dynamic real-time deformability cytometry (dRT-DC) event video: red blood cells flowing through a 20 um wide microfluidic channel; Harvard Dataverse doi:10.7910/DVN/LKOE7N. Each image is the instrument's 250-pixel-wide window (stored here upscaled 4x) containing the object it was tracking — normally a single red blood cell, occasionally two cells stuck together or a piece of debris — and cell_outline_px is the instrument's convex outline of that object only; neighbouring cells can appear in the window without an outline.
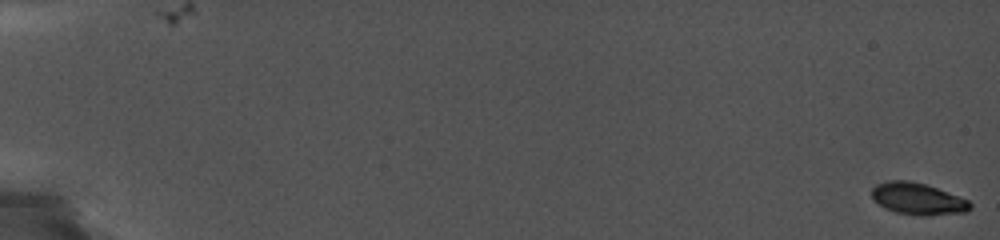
{"species": "common noctule bat (a hibernating species)", "species_latin": "Nyctalus noctula", "temperature_condition": "cold", "stored_images_in_passage": 34, "camera_frame_rate_fps": 5000, "um_per_image_px": 0.085, "animal": {"sex": "female", "body_mass_g": 19.0, "forearm_length_mm": 56.7}, "frame": {"image": 1, "passage_image": 1, "time_ms": 0.0, "image_size_px": [1000, 240], "cell_outline_px": [[972, 208], [968, 212], [924, 216], [920, 216], [896, 212], [884, 208], [872, 196], [872, 188], [876, 184], [888, 180], [908, 180], [924, 184], [936, 188], [968, 200], [972, 204]], "centroid_in_image_um": [78.02, 16.91], "position_along_channel_um": 7.0, "area_um2": 18.15}}
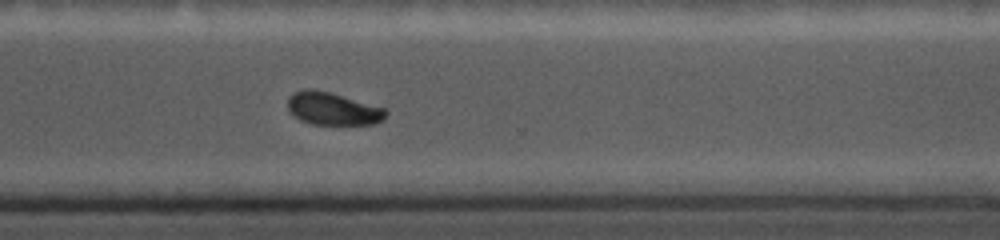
{"frame": {"image": 2, "passage_image": 28, "time_ms": 14.6, "image_size_px": [1000, 240], "cell_outline_px": [[388, 112], [384, 120], [376, 124], [312, 124], [300, 120], [292, 116], [288, 112], [288, 96], [304, 88], [312, 88], [328, 92], [384, 108]], "centroid_in_image_um": [28.25, 9.25], "position_along_channel_um": 342.4, "area_um2": 18.67}}
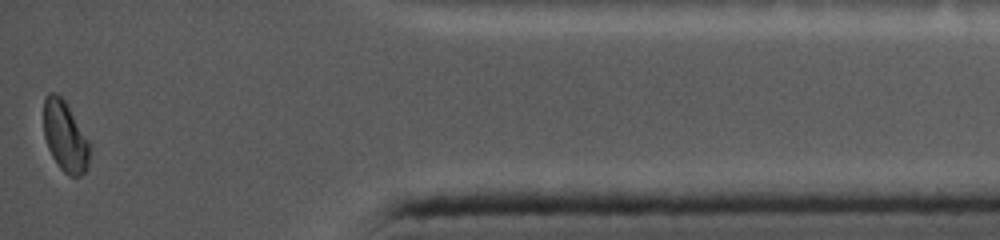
{"frame": {"image": 3, "passage_image": 34, "time_ms": 17.6, "image_size_px": [1000, 240], "cell_outline_px": [[88, 168], [80, 176], [68, 176], [60, 168], [52, 156], [48, 148], [44, 136], [44, 100], [48, 92], [56, 92], [64, 100], [88, 140]], "centroid_in_image_um": [5.5, 11.6], "position_along_channel_um": 429.7, "area_um2": 18.55}, "authors_computed_cell_mechanics": {"area_um2": 19.1029, "velocity_mm_per_s": 3.7253, "shape_relaxation_time_tau1_ms": 1.4453, "shape_relaxation_time_tau2_ms": null, "deformation_change_tau1": 0.0923, "deformation_change_tau2": null}}